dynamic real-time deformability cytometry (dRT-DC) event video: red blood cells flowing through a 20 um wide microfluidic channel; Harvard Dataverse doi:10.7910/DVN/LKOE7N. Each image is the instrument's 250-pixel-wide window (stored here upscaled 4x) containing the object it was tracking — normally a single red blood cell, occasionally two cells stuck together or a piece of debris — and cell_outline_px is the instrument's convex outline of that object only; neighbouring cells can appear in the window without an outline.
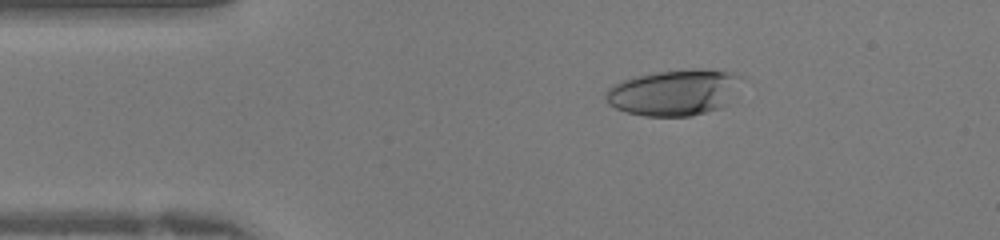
{"species": "human", "species_latin": "Homo sapiens", "temperature_condition": "warm", "stored_images_in_passage": 41, "camera_frame_rate_fps": 3000, "um_per_image_px": 0.085, "donor": {"sex": "female"}, "frame": {"image": 1, "passage_image": 7, "time_ms": 2.0, "image_size_px": [1000, 240], "cell_outline_px": [[744, 76], [724, 104], [720, 108], [692, 116], [644, 116], [628, 112], [616, 108], [608, 104], [604, 96], [604, 92], [612, 84], [636, 76], [656, 72], [692, 68], [700, 68], [736, 72]], "centroid_in_image_um": [57.27, 7.84], "position_along_channel_um": 27.7, "area_um2": 36.41}}
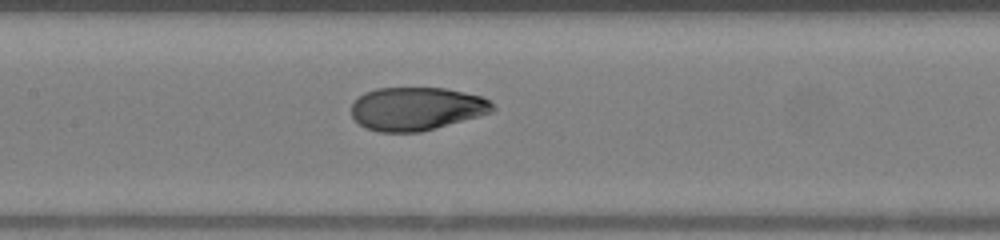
{"frame": {"image": 2, "passage_image": 19, "time_ms": 6.0, "image_size_px": [1000, 240], "cell_outline_px": [[496, 112], [420, 132], [380, 132], [364, 128], [352, 116], [352, 104], [364, 92], [376, 88], [444, 88], [484, 96], [496, 108]], "centroid_in_image_um": [35.44, 9.24], "position_along_channel_um": 172.0, "area_um2": 35.78}}
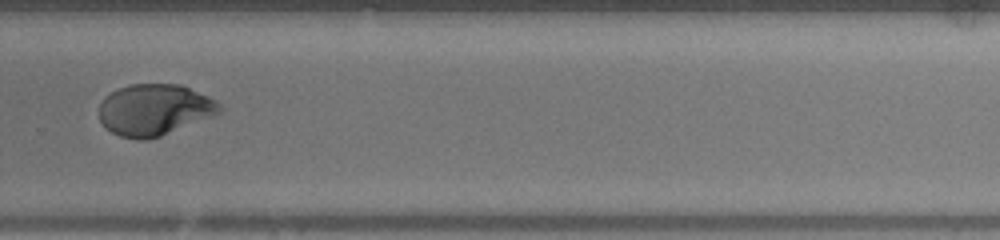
{"frame": {"image": 3, "passage_image": 28, "time_ms": 9.0, "image_size_px": [1000, 240], "cell_outline_px": [[224, 108], [220, 112], [212, 116], [160, 136], [148, 140], [136, 140], [120, 136], [112, 132], [100, 120], [100, 104], [104, 96], [128, 84], [180, 84], [208, 96], [216, 100]], "centroid_in_image_um": [13.13, 9.33], "position_along_channel_um": 316.7, "area_um2": 35.89}}